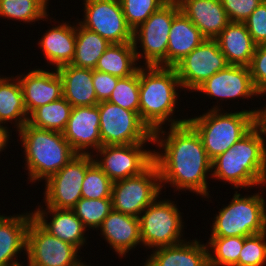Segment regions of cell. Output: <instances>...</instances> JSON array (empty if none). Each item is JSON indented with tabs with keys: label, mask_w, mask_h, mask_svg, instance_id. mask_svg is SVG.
<instances>
[{
	"label": "cell",
	"mask_w": 266,
	"mask_h": 266,
	"mask_svg": "<svg viewBox=\"0 0 266 266\" xmlns=\"http://www.w3.org/2000/svg\"><path fill=\"white\" fill-rule=\"evenodd\" d=\"M153 162L159 170L161 188L168 183L176 191H190L211 198L207 179L211 160L196 130L188 123L161 128L153 132Z\"/></svg>",
	"instance_id": "1"
},
{
	"label": "cell",
	"mask_w": 266,
	"mask_h": 266,
	"mask_svg": "<svg viewBox=\"0 0 266 266\" xmlns=\"http://www.w3.org/2000/svg\"><path fill=\"white\" fill-rule=\"evenodd\" d=\"M182 89L174 67H139V115L152 132L187 122L174 117ZM176 119H174V118ZM168 122V123H167Z\"/></svg>",
	"instance_id": "2"
},
{
	"label": "cell",
	"mask_w": 266,
	"mask_h": 266,
	"mask_svg": "<svg viewBox=\"0 0 266 266\" xmlns=\"http://www.w3.org/2000/svg\"><path fill=\"white\" fill-rule=\"evenodd\" d=\"M211 176L233 189L266 185V149L255 127L211 161Z\"/></svg>",
	"instance_id": "3"
},
{
	"label": "cell",
	"mask_w": 266,
	"mask_h": 266,
	"mask_svg": "<svg viewBox=\"0 0 266 266\" xmlns=\"http://www.w3.org/2000/svg\"><path fill=\"white\" fill-rule=\"evenodd\" d=\"M17 132L24 149V168L28 170L32 184L47 181L77 155L61 132L36 128L28 123Z\"/></svg>",
	"instance_id": "4"
},
{
	"label": "cell",
	"mask_w": 266,
	"mask_h": 266,
	"mask_svg": "<svg viewBox=\"0 0 266 266\" xmlns=\"http://www.w3.org/2000/svg\"><path fill=\"white\" fill-rule=\"evenodd\" d=\"M218 105L214 104L202 115L187 119L200 136L211 161L226 152L254 127L256 109L227 112L223 110V106Z\"/></svg>",
	"instance_id": "5"
},
{
	"label": "cell",
	"mask_w": 266,
	"mask_h": 266,
	"mask_svg": "<svg viewBox=\"0 0 266 266\" xmlns=\"http://www.w3.org/2000/svg\"><path fill=\"white\" fill-rule=\"evenodd\" d=\"M233 199L214 216L210 237H248L266 231V202L263 190L241 196L234 191Z\"/></svg>",
	"instance_id": "6"
},
{
	"label": "cell",
	"mask_w": 266,
	"mask_h": 266,
	"mask_svg": "<svg viewBox=\"0 0 266 266\" xmlns=\"http://www.w3.org/2000/svg\"><path fill=\"white\" fill-rule=\"evenodd\" d=\"M179 11L180 7L177 0H168L145 22L133 30V44L139 64L143 58L144 66L166 67L169 31L173 18ZM139 43L140 46H138Z\"/></svg>",
	"instance_id": "7"
},
{
	"label": "cell",
	"mask_w": 266,
	"mask_h": 266,
	"mask_svg": "<svg viewBox=\"0 0 266 266\" xmlns=\"http://www.w3.org/2000/svg\"><path fill=\"white\" fill-rule=\"evenodd\" d=\"M158 197L139 215L140 237L145 249H157L177 245L183 239L182 213L175 201Z\"/></svg>",
	"instance_id": "8"
},
{
	"label": "cell",
	"mask_w": 266,
	"mask_h": 266,
	"mask_svg": "<svg viewBox=\"0 0 266 266\" xmlns=\"http://www.w3.org/2000/svg\"><path fill=\"white\" fill-rule=\"evenodd\" d=\"M97 106L102 146L149 142L153 144V132L142 121L139 113L108 101H101Z\"/></svg>",
	"instance_id": "9"
},
{
	"label": "cell",
	"mask_w": 266,
	"mask_h": 266,
	"mask_svg": "<svg viewBox=\"0 0 266 266\" xmlns=\"http://www.w3.org/2000/svg\"><path fill=\"white\" fill-rule=\"evenodd\" d=\"M157 165L153 162L140 175L113 182L112 209L139 217L142 211L162 195Z\"/></svg>",
	"instance_id": "10"
},
{
	"label": "cell",
	"mask_w": 266,
	"mask_h": 266,
	"mask_svg": "<svg viewBox=\"0 0 266 266\" xmlns=\"http://www.w3.org/2000/svg\"><path fill=\"white\" fill-rule=\"evenodd\" d=\"M80 250L47 232L34 218L26 236L27 266H83ZM85 262V263H84Z\"/></svg>",
	"instance_id": "11"
},
{
	"label": "cell",
	"mask_w": 266,
	"mask_h": 266,
	"mask_svg": "<svg viewBox=\"0 0 266 266\" xmlns=\"http://www.w3.org/2000/svg\"><path fill=\"white\" fill-rule=\"evenodd\" d=\"M94 162L93 155L77 154L44 185L46 207L73 209L82 198L81 188L87 168Z\"/></svg>",
	"instance_id": "12"
},
{
	"label": "cell",
	"mask_w": 266,
	"mask_h": 266,
	"mask_svg": "<svg viewBox=\"0 0 266 266\" xmlns=\"http://www.w3.org/2000/svg\"><path fill=\"white\" fill-rule=\"evenodd\" d=\"M146 145L148 146L147 143L105 145L92 155L95 163L115 182L140 175L153 163L154 151L145 149Z\"/></svg>",
	"instance_id": "13"
},
{
	"label": "cell",
	"mask_w": 266,
	"mask_h": 266,
	"mask_svg": "<svg viewBox=\"0 0 266 266\" xmlns=\"http://www.w3.org/2000/svg\"><path fill=\"white\" fill-rule=\"evenodd\" d=\"M83 2L84 18L78 21L81 26L99 34L111 44L133 42V30L126 22L119 0Z\"/></svg>",
	"instance_id": "14"
},
{
	"label": "cell",
	"mask_w": 266,
	"mask_h": 266,
	"mask_svg": "<svg viewBox=\"0 0 266 266\" xmlns=\"http://www.w3.org/2000/svg\"><path fill=\"white\" fill-rule=\"evenodd\" d=\"M229 63L215 39H205L175 66L182 90L192 93L204 81Z\"/></svg>",
	"instance_id": "15"
},
{
	"label": "cell",
	"mask_w": 266,
	"mask_h": 266,
	"mask_svg": "<svg viewBox=\"0 0 266 266\" xmlns=\"http://www.w3.org/2000/svg\"><path fill=\"white\" fill-rule=\"evenodd\" d=\"M193 92H199L208 98L216 99L218 103L221 100L223 102L224 100H238V98L255 100L253 98L256 95V98L259 96L253 85L249 68L236 65H228L225 69L218 71Z\"/></svg>",
	"instance_id": "16"
},
{
	"label": "cell",
	"mask_w": 266,
	"mask_h": 266,
	"mask_svg": "<svg viewBox=\"0 0 266 266\" xmlns=\"http://www.w3.org/2000/svg\"><path fill=\"white\" fill-rule=\"evenodd\" d=\"M63 135L77 154L96 152L102 146L98 106L73 107Z\"/></svg>",
	"instance_id": "17"
},
{
	"label": "cell",
	"mask_w": 266,
	"mask_h": 266,
	"mask_svg": "<svg viewBox=\"0 0 266 266\" xmlns=\"http://www.w3.org/2000/svg\"><path fill=\"white\" fill-rule=\"evenodd\" d=\"M33 68L27 74L17 75L28 115L39 106L63 97L62 81L56 69Z\"/></svg>",
	"instance_id": "18"
},
{
	"label": "cell",
	"mask_w": 266,
	"mask_h": 266,
	"mask_svg": "<svg viewBox=\"0 0 266 266\" xmlns=\"http://www.w3.org/2000/svg\"><path fill=\"white\" fill-rule=\"evenodd\" d=\"M37 207L32 211L33 218L51 235L76 246L81 251L83 245L87 244L85 233L88 229L76 216L74 210L53 207H44L43 209V206L40 205ZM47 219L51 221L48 222Z\"/></svg>",
	"instance_id": "19"
},
{
	"label": "cell",
	"mask_w": 266,
	"mask_h": 266,
	"mask_svg": "<svg viewBox=\"0 0 266 266\" xmlns=\"http://www.w3.org/2000/svg\"><path fill=\"white\" fill-rule=\"evenodd\" d=\"M119 257L142 246L139 218L112 210L97 229Z\"/></svg>",
	"instance_id": "20"
},
{
	"label": "cell",
	"mask_w": 266,
	"mask_h": 266,
	"mask_svg": "<svg viewBox=\"0 0 266 266\" xmlns=\"http://www.w3.org/2000/svg\"><path fill=\"white\" fill-rule=\"evenodd\" d=\"M32 218L30 211L13 216L0 215V266H25L17 257L23 250V254L26 253L27 229Z\"/></svg>",
	"instance_id": "21"
},
{
	"label": "cell",
	"mask_w": 266,
	"mask_h": 266,
	"mask_svg": "<svg viewBox=\"0 0 266 266\" xmlns=\"http://www.w3.org/2000/svg\"><path fill=\"white\" fill-rule=\"evenodd\" d=\"M180 10L206 39H215L230 23L221 0H177Z\"/></svg>",
	"instance_id": "22"
},
{
	"label": "cell",
	"mask_w": 266,
	"mask_h": 266,
	"mask_svg": "<svg viewBox=\"0 0 266 266\" xmlns=\"http://www.w3.org/2000/svg\"><path fill=\"white\" fill-rule=\"evenodd\" d=\"M67 21L48 29L39 39L38 45L44 52L45 60L52 69L71 64L75 56L76 24ZM75 24V25H74Z\"/></svg>",
	"instance_id": "23"
},
{
	"label": "cell",
	"mask_w": 266,
	"mask_h": 266,
	"mask_svg": "<svg viewBox=\"0 0 266 266\" xmlns=\"http://www.w3.org/2000/svg\"><path fill=\"white\" fill-rule=\"evenodd\" d=\"M151 252L145 260L149 266H209L207 243L196 238Z\"/></svg>",
	"instance_id": "24"
},
{
	"label": "cell",
	"mask_w": 266,
	"mask_h": 266,
	"mask_svg": "<svg viewBox=\"0 0 266 266\" xmlns=\"http://www.w3.org/2000/svg\"><path fill=\"white\" fill-rule=\"evenodd\" d=\"M62 81L63 97L73 106H93L99 101L93 86L92 70L71 64L58 67Z\"/></svg>",
	"instance_id": "25"
},
{
	"label": "cell",
	"mask_w": 266,
	"mask_h": 266,
	"mask_svg": "<svg viewBox=\"0 0 266 266\" xmlns=\"http://www.w3.org/2000/svg\"><path fill=\"white\" fill-rule=\"evenodd\" d=\"M169 32L166 67H174L206 39L181 10L174 16Z\"/></svg>",
	"instance_id": "26"
},
{
	"label": "cell",
	"mask_w": 266,
	"mask_h": 266,
	"mask_svg": "<svg viewBox=\"0 0 266 266\" xmlns=\"http://www.w3.org/2000/svg\"><path fill=\"white\" fill-rule=\"evenodd\" d=\"M215 40L229 65L249 66L257 45L244 23L230 22Z\"/></svg>",
	"instance_id": "27"
},
{
	"label": "cell",
	"mask_w": 266,
	"mask_h": 266,
	"mask_svg": "<svg viewBox=\"0 0 266 266\" xmlns=\"http://www.w3.org/2000/svg\"><path fill=\"white\" fill-rule=\"evenodd\" d=\"M28 116L18 77L0 75V125L13 123L15 131H19L27 123Z\"/></svg>",
	"instance_id": "28"
},
{
	"label": "cell",
	"mask_w": 266,
	"mask_h": 266,
	"mask_svg": "<svg viewBox=\"0 0 266 266\" xmlns=\"http://www.w3.org/2000/svg\"><path fill=\"white\" fill-rule=\"evenodd\" d=\"M140 66L133 42H127L110 44L99 58L95 70L125 78L134 74Z\"/></svg>",
	"instance_id": "29"
},
{
	"label": "cell",
	"mask_w": 266,
	"mask_h": 266,
	"mask_svg": "<svg viewBox=\"0 0 266 266\" xmlns=\"http://www.w3.org/2000/svg\"><path fill=\"white\" fill-rule=\"evenodd\" d=\"M76 23L75 56L71 65L94 70L99 58L111 43L99 34Z\"/></svg>",
	"instance_id": "30"
},
{
	"label": "cell",
	"mask_w": 266,
	"mask_h": 266,
	"mask_svg": "<svg viewBox=\"0 0 266 266\" xmlns=\"http://www.w3.org/2000/svg\"><path fill=\"white\" fill-rule=\"evenodd\" d=\"M73 106L64 98L39 106L28 116L27 123L40 129L63 133Z\"/></svg>",
	"instance_id": "31"
},
{
	"label": "cell",
	"mask_w": 266,
	"mask_h": 266,
	"mask_svg": "<svg viewBox=\"0 0 266 266\" xmlns=\"http://www.w3.org/2000/svg\"><path fill=\"white\" fill-rule=\"evenodd\" d=\"M49 0H0V17L32 24L48 20Z\"/></svg>",
	"instance_id": "32"
},
{
	"label": "cell",
	"mask_w": 266,
	"mask_h": 266,
	"mask_svg": "<svg viewBox=\"0 0 266 266\" xmlns=\"http://www.w3.org/2000/svg\"><path fill=\"white\" fill-rule=\"evenodd\" d=\"M207 243L209 266H235L244 244V237H210Z\"/></svg>",
	"instance_id": "33"
},
{
	"label": "cell",
	"mask_w": 266,
	"mask_h": 266,
	"mask_svg": "<svg viewBox=\"0 0 266 266\" xmlns=\"http://www.w3.org/2000/svg\"><path fill=\"white\" fill-rule=\"evenodd\" d=\"M76 216L89 230H97L103 220L109 215L112 209V199H87L81 198L73 208Z\"/></svg>",
	"instance_id": "34"
},
{
	"label": "cell",
	"mask_w": 266,
	"mask_h": 266,
	"mask_svg": "<svg viewBox=\"0 0 266 266\" xmlns=\"http://www.w3.org/2000/svg\"><path fill=\"white\" fill-rule=\"evenodd\" d=\"M107 101L139 113V68L131 76L118 80Z\"/></svg>",
	"instance_id": "35"
},
{
	"label": "cell",
	"mask_w": 266,
	"mask_h": 266,
	"mask_svg": "<svg viewBox=\"0 0 266 266\" xmlns=\"http://www.w3.org/2000/svg\"><path fill=\"white\" fill-rule=\"evenodd\" d=\"M113 181L101 170L95 161L87 168L82 183V198H111Z\"/></svg>",
	"instance_id": "36"
},
{
	"label": "cell",
	"mask_w": 266,
	"mask_h": 266,
	"mask_svg": "<svg viewBox=\"0 0 266 266\" xmlns=\"http://www.w3.org/2000/svg\"><path fill=\"white\" fill-rule=\"evenodd\" d=\"M127 24L136 29L168 0H119Z\"/></svg>",
	"instance_id": "37"
},
{
	"label": "cell",
	"mask_w": 266,
	"mask_h": 266,
	"mask_svg": "<svg viewBox=\"0 0 266 266\" xmlns=\"http://www.w3.org/2000/svg\"><path fill=\"white\" fill-rule=\"evenodd\" d=\"M266 265V231L244 237V244L235 266Z\"/></svg>",
	"instance_id": "38"
},
{
	"label": "cell",
	"mask_w": 266,
	"mask_h": 266,
	"mask_svg": "<svg viewBox=\"0 0 266 266\" xmlns=\"http://www.w3.org/2000/svg\"><path fill=\"white\" fill-rule=\"evenodd\" d=\"M248 68L256 91L266 93V45L256 46Z\"/></svg>",
	"instance_id": "39"
},
{
	"label": "cell",
	"mask_w": 266,
	"mask_h": 266,
	"mask_svg": "<svg viewBox=\"0 0 266 266\" xmlns=\"http://www.w3.org/2000/svg\"><path fill=\"white\" fill-rule=\"evenodd\" d=\"M243 23L257 46L266 45V0Z\"/></svg>",
	"instance_id": "40"
},
{
	"label": "cell",
	"mask_w": 266,
	"mask_h": 266,
	"mask_svg": "<svg viewBox=\"0 0 266 266\" xmlns=\"http://www.w3.org/2000/svg\"><path fill=\"white\" fill-rule=\"evenodd\" d=\"M263 0H221L230 22L243 23Z\"/></svg>",
	"instance_id": "41"
},
{
	"label": "cell",
	"mask_w": 266,
	"mask_h": 266,
	"mask_svg": "<svg viewBox=\"0 0 266 266\" xmlns=\"http://www.w3.org/2000/svg\"><path fill=\"white\" fill-rule=\"evenodd\" d=\"M92 79L97 100L101 102L109 99L120 77L94 69L92 70Z\"/></svg>",
	"instance_id": "42"
},
{
	"label": "cell",
	"mask_w": 266,
	"mask_h": 266,
	"mask_svg": "<svg viewBox=\"0 0 266 266\" xmlns=\"http://www.w3.org/2000/svg\"><path fill=\"white\" fill-rule=\"evenodd\" d=\"M266 96V93L264 94H259V97H263ZM254 113V127L259 131L263 142H264V147L266 149V138L264 136H266V105L265 107H261L258 109Z\"/></svg>",
	"instance_id": "43"
},
{
	"label": "cell",
	"mask_w": 266,
	"mask_h": 266,
	"mask_svg": "<svg viewBox=\"0 0 266 266\" xmlns=\"http://www.w3.org/2000/svg\"><path fill=\"white\" fill-rule=\"evenodd\" d=\"M10 133H12V131L10 132L7 126L0 125V154L7 148L10 142L9 140L12 139L10 138V136L12 137Z\"/></svg>",
	"instance_id": "44"
}]
</instances>
